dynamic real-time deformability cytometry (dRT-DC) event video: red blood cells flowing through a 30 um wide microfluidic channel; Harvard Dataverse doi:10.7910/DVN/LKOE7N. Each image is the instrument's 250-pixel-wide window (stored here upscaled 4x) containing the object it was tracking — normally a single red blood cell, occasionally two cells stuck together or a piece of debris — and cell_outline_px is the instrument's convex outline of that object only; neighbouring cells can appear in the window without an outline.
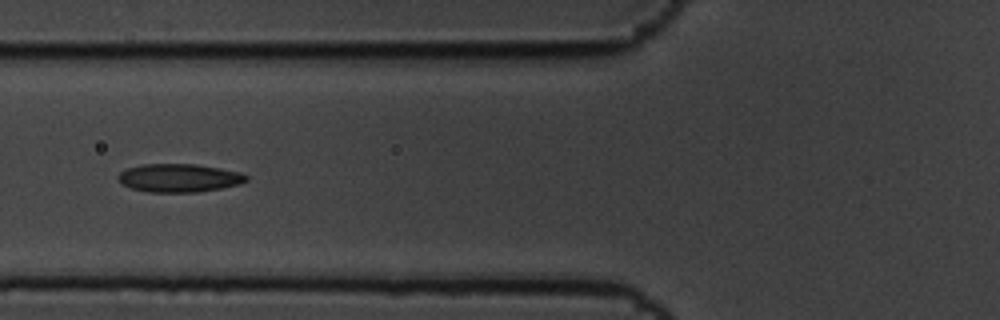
{"species": "common noctule bat (a hibernating species)", "species_latin": "Nyctalus noctula", "temperature_condition": "cold", "stored_images_in_passage": 8, "camera_frame_rate_fps": 3000, "um_per_image_px": 0.085, "animal": {"sex": "male", "body_mass_g": 19.5, "forearm_length_mm": 54.6}, "frame": {"image": 1, "passage_image": 6, "time_ms": 1.667, "image_size_px": [1000, 320], "cell_outline_px": [[248, 180], [240, 184], [220, 188], [196, 192], [148, 192], [132, 188], [116, 180], [116, 176], [120, 172], [128, 168], [144, 164], [196, 164], [220, 168], [240, 172], [248, 176]], "centroid_in_image_um": [15.22, 15.12], "position_along_channel_um": 110.6, "area_um2": 21.1}}
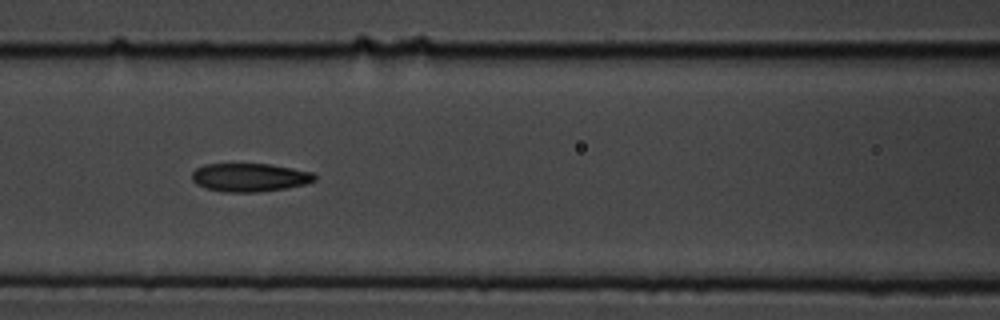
{"frame": {"image": 2, "passage_image": 7, "time_ms": 2.0, "image_size_px": [1000, 320], "cell_outline_px": [[316, 180], [304, 184], [288, 188], [256, 192], [224, 192], [204, 188], [196, 184], [192, 180], [192, 172], [196, 168], [204, 164], [268, 164], [292, 168], [312, 172], [316, 176]], "centroid_in_image_um": [21.2, 15.08], "position_along_channel_um": 145.4, "area_um2": 20.35}}
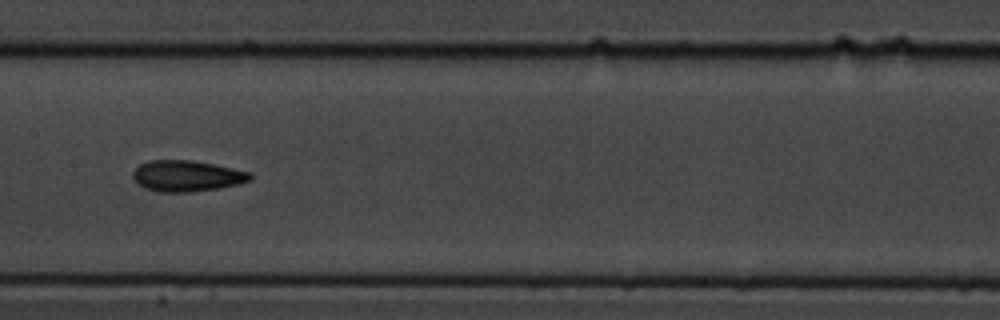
{"frame": {"image": 3, "passage_image": 8, "time_ms": 2.333, "image_size_px": [1000, 320], "cell_outline_px": [[252, 180], [220, 188], [192, 192], [156, 192], [144, 188], [136, 184], [132, 176], [132, 172], [140, 164], [148, 160], [192, 160], [252, 172]], "centroid_in_image_um": [15.84, 14.96], "position_along_channel_um": 191.6, "area_um2": 21.44}}